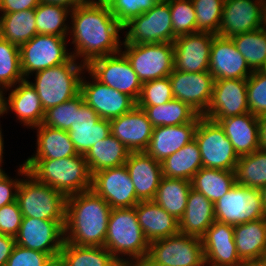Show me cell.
Masks as SVG:
<instances>
[{"mask_svg": "<svg viewBox=\"0 0 266 266\" xmlns=\"http://www.w3.org/2000/svg\"><path fill=\"white\" fill-rule=\"evenodd\" d=\"M72 56L86 66L94 59L121 51L122 25L108 4H83L71 10ZM78 57V58H77Z\"/></svg>", "mask_w": 266, "mask_h": 266, "instance_id": "6da1fadb", "label": "cell"}, {"mask_svg": "<svg viewBox=\"0 0 266 266\" xmlns=\"http://www.w3.org/2000/svg\"><path fill=\"white\" fill-rule=\"evenodd\" d=\"M110 205L92 190L66 200L64 241L78 246H104Z\"/></svg>", "mask_w": 266, "mask_h": 266, "instance_id": "7a4b0ae2", "label": "cell"}, {"mask_svg": "<svg viewBox=\"0 0 266 266\" xmlns=\"http://www.w3.org/2000/svg\"><path fill=\"white\" fill-rule=\"evenodd\" d=\"M38 182L66 197L91 190L92 174L84 155L62 159H26L23 163Z\"/></svg>", "mask_w": 266, "mask_h": 266, "instance_id": "3957f363", "label": "cell"}, {"mask_svg": "<svg viewBox=\"0 0 266 266\" xmlns=\"http://www.w3.org/2000/svg\"><path fill=\"white\" fill-rule=\"evenodd\" d=\"M104 247L120 264L133 265L146 259L149 242L143 234L134 207L111 209ZM124 256L127 258L124 259Z\"/></svg>", "mask_w": 266, "mask_h": 266, "instance_id": "277c9868", "label": "cell"}, {"mask_svg": "<svg viewBox=\"0 0 266 266\" xmlns=\"http://www.w3.org/2000/svg\"><path fill=\"white\" fill-rule=\"evenodd\" d=\"M17 172L19 176H23L16 198L23 216L44 220H66L67 197L63 193L38 182L28 173L23 163Z\"/></svg>", "mask_w": 266, "mask_h": 266, "instance_id": "5b68a950", "label": "cell"}, {"mask_svg": "<svg viewBox=\"0 0 266 266\" xmlns=\"http://www.w3.org/2000/svg\"><path fill=\"white\" fill-rule=\"evenodd\" d=\"M79 63L72 56L66 63L34 73L35 82L30 83L35 88L44 111L80 93L81 74H84L86 65Z\"/></svg>", "mask_w": 266, "mask_h": 266, "instance_id": "8992f818", "label": "cell"}, {"mask_svg": "<svg viewBox=\"0 0 266 266\" xmlns=\"http://www.w3.org/2000/svg\"><path fill=\"white\" fill-rule=\"evenodd\" d=\"M122 44L173 43V34L169 0H159L151 9L125 23ZM129 28V29H128Z\"/></svg>", "mask_w": 266, "mask_h": 266, "instance_id": "52a82bcc", "label": "cell"}, {"mask_svg": "<svg viewBox=\"0 0 266 266\" xmlns=\"http://www.w3.org/2000/svg\"><path fill=\"white\" fill-rule=\"evenodd\" d=\"M146 260L156 266H202L205 263L201 238L177 234L149 243Z\"/></svg>", "mask_w": 266, "mask_h": 266, "instance_id": "ba28073f", "label": "cell"}, {"mask_svg": "<svg viewBox=\"0 0 266 266\" xmlns=\"http://www.w3.org/2000/svg\"><path fill=\"white\" fill-rule=\"evenodd\" d=\"M122 47L125 49L123 50ZM121 52L126 56L142 83L168 77L173 72V43L121 44Z\"/></svg>", "mask_w": 266, "mask_h": 266, "instance_id": "9c48e42d", "label": "cell"}, {"mask_svg": "<svg viewBox=\"0 0 266 266\" xmlns=\"http://www.w3.org/2000/svg\"><path fill=\"white\" fill-rule=\"evenodd\" d=\"M195 140L198 143L202 167L234 171L239 156L218 122L202 116Z\"/></svg>", "mask_w": 266, "mask_h": 266, "instance_id": "30bf717a", "label": "cell"}, {"mask_svg": "<svg viewBox=\"0 0 266 266\" xmlns=\"http://www.w3.org/2000/svg\"><path fill=\"white\" fill-rule=\"evenodd\" d=\"M214 213L215 221L233 226L266 217L261 191L240 184L214 203Z\"/></svg>", "mask_w": 266, "mask_h": 266, "instance_id": "8fae6325", "label": "cell"}, {"mask_svg": "<svg viewBox=\"0 0 266 266\" xmlns=\"http://www.w3.org/2000/svg\"><path fill=\"white\" fill-rule=\"evenodd\" d=\"M67 37L37 34L20 47L21 71L25 79L34 73L66 63L72 54Z\"/></svg>", "mask_w": 266, "mask_h": 266, "instance_id": "7c38bea8", "label": "cell"}, {"mask_svg": "<svg viewBox=\"0 0 266 266\" xmlns=\"http://www.w3.org/2000/svg\"><path fill=\"white\" fill-rule=\"evenodd\" d=\"M86 69L101 83L130 96L137 102L143 83L121 51L92 60Z\"/></svg>", "mask_w": 266, "mask_h": 266, "instance_id": "4fadbf2b", "label": "cell"}, {"mask_svg": "<svg viewBox=\"0 0 266 266\" xmlns=\"http://www.w3.org/2000/svg\"><path fill=\"white\" fill-rule=\"evenodd\" d=\"M66 220H44L23 216L16 244L24 248L54 256L60 253L64 243Z\"/></svg>", "mask_w": 266, "mask_h": 266, "instance_id": "5bb4252c", "label": "cell"}, {"mask_svg": "<svg viewBox=\"0 0 266 266\" xmlns=\"http://www.w3.org/2000/svg\"><path fill=\"white\" fill-rule=\"evenodd\" d=\"M91 190L111 209L133 208L140 202L125 165L92 174Z\"/></svg>", "mask_w": 266, "mask_h": 266, "instance_id": "9a60e30c", "label": "cell"}, {"mask_svg": "<svg viewBox=\"0 0 266 266\" xmlns=\"http://www.w3.org/2000/svg\"><path fill=\"white\" fill-rule=\"evenodd\" d=\"M92 81L85 77L80 81V93L84 102L90 106L101 119L111 120L128 113L136 102L128 95L111 88L97 80L87 69ZM85 78V79H84Z\"/></svg>", "mask_w": 266, "mask_h": 266, "instance_id": "2e32d148", "label": "cell"}, {"mask_svg": "<svg viewBox=\"0 0 266 266\" xmlns=\"http://www.w3.org/2000/svg\"><path fill=\"white\" fill-rule=\"evenodd\" d=\"M248 112L247 79L214 80L211 102L202 116L214 121Z\"/></svg>", "mask_w": 266, "mask_h": 266, "instance_id": "e0dca14e", "label": "cell"}, {"mask_svg": "<svg viewBox=\"0 0 266 266\" xmlns=\"http://www.w3.org/2000/svg\"><path fill=\"white\" fill-rule=\"evenodd\" d=\"M266 26L265 10L260 0H225L218 35H234Z\"/></svg>", "mask_w": 266, "mask_h": 266, "instance_id": "ac0fdd59", "label": "cell"}, {"mask_svg": "<svg viewBox=\"0 0 266 266\" xmlns=\"http://www.w3.org/2000/svg\"><path fill=\"white\" fill-rule=\"evenodd\" d=\"M216 34L196 32L175 38L174 69L188 73L209 71L210 51Z\"/></svg>", "mask_w": 266, "mask_h": 266, "instance_id": "d6986e66", "label": "cell"}, {"mask_svg": "<svg viewBox=\"0 0 266 266\" xmlns=\"http://www.w3.org/2000/svg\"><path fill=\"white\" fill-rule=\"evenodd\" d=\"M169 78L174 98L189 104L200 115L207 111L214 85L209 71L188 73L173 69Z\"/></svg>", "mask_w": 266, "mask_h": 266, "instance_id": "ffe728a7", "label": "cell"}, {"mask_svg": "<svg viewBox=\"0 0 266 266\" xmlns=\"http://www.w3.org/2000/svg\"><path fill=\"white\" fill-rule=\"evenodd\" d=\"M209 72L218 80L248 79L253 71L231 37L216 34L211 45Z\"/></svg>", "mask_w": 266, "mask_h": 266, "instance_id": "44dd1931", "label": "cell"}, {"mask_svg": "<svg viewBox=\"0 0 266 266\" xmlns=\"http://www.w3.org/2000/svg\"><path fill=\"white\" fill-rule=\"evenodd\" d=\"M201 241L207 265L246 266L237 253L233 225L214 221Z\"/></svg>", "mask_w": 266, "mask_h": 266, "instance_id": "7402d4cb", "label": "cell"}, {"mask_svg": "<svg viewBox=\"0 0 266 266\" xmlns=\"http://www.w3.org/2000/svg\"><path fill=\"white\" fill-rule=\"evenodd\" d=\"M109 122L111 134L130 152H145L148 148L154 127L142 108L136 105Z\"/></svg>", "mask_w": 266, "mask_h": 266, "instance_id": "603a6c76", "label": "cell"}, {"mask_svg": "<svg viewBox=\"0 0 266 266\" xmlns=\"http://www.w3.org/2000/svg\"><path fill=\"white\" fill-rule=\"evenodd\" d=\"M70 140L79 155L111 134L110 122L100 116L86 103L75 110L74 122L68 131Z\"/></svg>", "mask_w": 266, "mask_h": 266, "instance_id": "cb8c5ba5", "label": "cell"}, {"mask_svg": "<svg viewBox=\"0 0 266 266\" xmlns=\"http://www.w3.org/2000/svg\"><path fill=\"white\" fill-rule=\"evenodd\" d=\"M11 88L5 90L10 89V94L7 98L4 96L3 114H7L8 110L15 112L17 120L29 129L41 125L45 111L30 81L25 79Z\"/></svg>", "mask_w": 266, "mask_h": 266, "instance_id": "d4e9b609", "label": "cell"}, {"mask_svg": "<svg viewBox=\"0 0 266 266\" xmlns=\"http://www.w3.org/2000/svg\"><path fill=\"white\" fill-rule=\"evenodd\" d=\"M201 117L202 115H199L193 122L181 125L154 127L145 152L161 163L195 139V132Z\"/></svg>", "mask_w": 266, "mask_h": 266, "instance_id": "484cf974", "label": "cell"}, {"mask_svg": "<svg viewBox=\"0 0 266 266\" xmlns=\"http://www.w3.org/2000/svg\"><path fill=\"white\" fill-rule=\"evenodd\" d=\"M125 166L140 201L153 200L162 176L161 163L146 152H130Z\"/></svg>", "mask_w": 266, "mask_h": 266, "instance_id": "4316f807", "label": "cell"}, {"mask_svg": "<svg viewBox=\"0 0 266 266\" xmlns=\"http://www.w3.org/2000/svg\"><path fill=\"white\" fill-rule=\"evenodd\" d=\"M214 121L223 128L239 157L260 149L259 120L255 115L248 112Z\"/></svg>", "mask_w": 266, "mask_h": 266, "instance_id": "83f0119b", "label": "cell"}, {"mask_svg": "<svg viewBox=\"0 0 266 266\" xmlns=\"http://www.w3.org/2000/svg\"><path fill=\"white\" fill-rule=\"evenodd\" d=\"M134 208L137 220L149 243L179 234V220L153 200L140 201Z\"/></svg>", "mask_w": 266, "mask_h": 266, "instance_id": "f1b7e54d", "label": "cell"}, {"mask_svg": "<svg viewBox=\"0 0 266 266\" xmlns=\"http://www.w3.org/2000/svg\"><path fill=\"white\" fill-rule=\"evenodd\" d=\"M234 242L245 265L258 264L266 253V217L235 225Z\"/></svg>", "mask_w": 266, "mask_h": 266, "instance_id": "f546056e", "label": "cell"}, {"mask_svg": "<svg viewBox=\"0 0 266 266\" xmlns=\"http://www.w3.org/2000/svg\"><path fill=\"white\" fill-rule=\"evenodd\" d=\"M214 221V203L191 188L184 215L179 220V233L201 238Z\"/></svg>", "mask_w": 266, "mask_h": 266, "instance_id": "4dcf8cb0", "label": "cell"}, {"mask_svg": "<svg viewBox=\"0 0 266 266\" xmlns=\"http://www.w3.org/2000/svg\"><path fill=\"white\" fill-rule=\"evenodd\" d=\"M35 129H37V149L35 155L27 159H62L79 155L67 131L43 124Z\"/></svg>", "mask_w": 266, "mask_h": 266, "instance_id": "1f68e13d", "label": "cell"}, {"mask_svg": "<svg viewBox=\"0 0 266 266\" xmlns=\"http://www.w3.org/2000/svg\"><path fill=\"white\" fill-rule=\"evenodd\" d=\"M130 151L112 134L93 145L84 155L91 174L125 165Z\"/></svg>", "mask_w": 266, "mask_h": 266, "instance_id": "d6a6232c", "label": "cell"}, {"mask_svg": "<svg viewBox=\"0 0 266 266\" xmlns=\"http://www.w3.org/2000/svg\"><path fill=\"white\" fill-rule=\"evenodd\" d=\"M162 176L191 181L202 168L201 154L195 139L161 162Z\"/></svg>", "mask_w": 266, "mask_h": 266, "instance_id": "836d02e7", "label": "cell"}, {"mask_svg": "<svg viewBox=\"0 0 266 266\" xmlns=\"http://www.w3.org/2000/svg\"><path fill=\"white\" fill-rule=\"evenodd\" d=\"M191 181L162 177L153 201L180 220L185 212Z\"/></svg>", "mask_w": 266, "mask_h": 266, "instance_id": "e575fe53", "label": "cell"}, {"mask_svg": "<svg viewBox=\"0 0 266 266\" xmlns=\"http://www.w3.org/2000/svg\"><path fill=\"white\" fill-rule=\"evenodd\" d=\"M0 15V37L19 48L37 35L35 9Z\"/></svg>", "mask_w": 266, "mask_h": 266, "instance_id": "d590c367", "label": "cell"}, {"mask_svg": "<svg viewBox=\"0 0 266 266\" xmlns=\"http://www.w3.org/2000/svg\"><path fill=\"white\" fill-rule=\"evenodd\" d=\"M236 184L235 172L202 167L191 179V188L215 203Z\"/></svg>", "mask_w": 266, "mask_h": 266, "instance_id": "8d00e7d4", "label": "cell"}, {"mask_svg": "<svg viewBox=\"0 0 266 266\" xmlns=\"http://www.w3.org/2000/svg\"><path fill=\"white\" fill-rule=\"evenodd\" d=\"M146 113L153 127L193 122L200 114L189 104L173 98L157 106H138Z\"/></svg>", "mask_w": 266, "mask_h": 266, "instance_id": "74e56055", "label": "cell"}, {"mask_svg": "<svg viewBox=\"0 0 266 266\" xmlns=\"http://www.w3.org/2000/svg\"><path fill=\"white\" fill-rule=\"evenodd\" d=\"M66 266H120L104 246H78L64 241L60 251Z\"/></svg>", "mask_w": 266, "mask_h": 266, "instance_id": "f35d334b", "label": "cell"}, {"mask_svg": "<svg viewBox=\"0 0 266 266\" xmlns=\"http://www.w3.org/2000/svg\"><path fill=\"white\" fill-rule=\"evenodd\" d=\"M70 13L71 9L65 6L40 2L35 8L37 34L68 37L70 26L65 22Z\"/></svg>", "mask_w": 266, "mask_h": 266, "instance_id": "ab89813d", "label": "cell"}, {"mask_svg": "<svg viewBox=\"0 0 266 266\" xmlns=\"http://www.w3.org/2000/svg\"><path fill=\"white\" fill-rule=\"evenodd\" d=\"M234 172L236 184L260 190L266 185V151L240 156Z\"/></svg>", "mask_w": 266, "mask_h": 266, "instance_id": "60d3db41", "label": "cell"}, {"mask_svg": "<svg viewBox=\"0 0 266 266\" xmlns=\"http://www.w3.org/2000/svg\"><path fill=\"white\" fill-rule=\"evenodd\" d=\"M239 53L252 71H260L266 63V26L231 37Z\"/></svg>", "mask_w": 266, "mask_h": 266, "instance_id": "b9f144b4", "label": "cell"}, {"mask_svg": "<svg viewBox=\"0 0 266 266\" xmlns=\"http://www.w3.org/2000/svg\"><path fill=\"white\" fill-rule=\"evenodd\" d=\"M23 80L20 48L0 37V88L4 91Z\"/></svg>", "mask_w": 266, "mask_h": 266, "instance_id": "7bdbcfd3", "label": "cell"}, {"mask_svg": "<svg viewBox=\"0 0 266 266\" xmlns=\"http://www.w3.org/2000/svg\"><path fill=\"white\" fill-rule=\"evenodd\" d=\"M225 0H192L196 12V30L219 33Z\"/></svg>", "mask_w": 266, "mask_h": 266, "instance_id": "ee69618b", "label": "cell"}, {"mask_svg": "<svg viewBox=\"0 0 266 266\" xmlns=\"http://www.w3.org/2000/svg\"><path fill=\"white\" fill-rule=\"evenodd\" d=\"M84 103V98L79 93L74 98L46 110L42 124L68 132L74 122L75 110Z\"/></svg>", "mask_w": 266, "mask_h": 266, "instance_id": "f6af8a7d", "label": "cell"}, {"mask_svg": "<svg viewBox=\"0 0 266 266\" xmlns=\"http://www.w3.org/2000/svg\"><path fill=\"white\" fill-rule=\"evenodd\" d=\"M173 34L178 37L198 32L192 0H169Z\"/></svg>", "mask_w": 266, "mask_h": 266, "instance_id": "bcb514c9", "label": "cell"}, {"mask_svg": "<svg viewBox=\"0 0 266 266\" xmlns=\"http://www.w3.org/2000/svg\"><path fill=\"white\" fill-rule=\"evenodd\" d=\"M172 84L169 76L143 82L137 106H157L172 100Z\"/></svg>", "mask_w": 266, "mask_h": 266, "instance_id": "7dc6e473", "label": "cell"}, {"mask_svg": "<svg viewBox=\"0 0 266 266\" xmlns=\"http://www.w3.org/2000/svg\"><path fill=\"white\" fill-rule=\"evenodd\" d=\"M247 103L256 117L266 114V74L261 71H253L247 79Z\"/></svg>", "mask_w": 266, "mask_h": 266, "instance_id": "c3c4849f", "label": "cell"}, {"mask_svg": "<svg viewBox=\"0 0 266 266\" xmlns=\"http://www.w3.org/2000/svg\"><path fill=\"white\" fill-rule=\"evenodd\" d=\"M159 0H112L108 5L116 20L123 26L132 18L151 9Z\"/></svg>", "mask_w": 266, "mask_h": 266, "instance_id": "681fc988", "label": "cell"}, {"mask_svg": "<svg viewBox=\"0 0 266 266\" xmlns=\"http://www.w3.org/2000/svg\"><path fill=\"white\" fill-rule=\"evenodd\" d=\"M23 220L17 201L0 208V234L16 237Z\"/></svg>", "mask_w": 266, "mask_h": 266, "instance_id": "f907efd6", "label": "cell"}, {"mask_svg": "<svg viewBox=\"0 0 266 266\" xmlns=\"http://www.w3.org/2000/svg\"><path fill=\"white\" fill-rule=\"evenodd\" d=\"M48 258L47 253L15 244L6 266H43Z\"/></svg>", "mask_w": 266, "mask_h": 266, "instance_id": "816d5d0a", "label": "cell"}, {"mask_svg": "<svg viewBox=\"0 0 266 266\" xmlns=\"http://www.w3.org/2000/svg\"><path fill=\"white\" fill-rule=\"evenodd\" d=\"M21 180L20 178L12 179L8 175L0 182V208L16 201Z\"/></svg>", "mask_w": 266, "mask_h": 266, "instance_id": "f5cc1de1", "label": "cell"}, {"mask_svg": "<svg viewBox=\"0 0 266 266\" xmlns=\"http://www.w3.org/2000/svg\"><path fill=\"white\" fill-rule=\"evenodd\" d=\"M40 0H1L0 13H12L21 10L35 9Z\"/></svg>", "mask_w": 266, "mask_h": 266, "instance_id": "db71d44e", "label": "cell"}, {"mask_svg": "<svg viewBox=\"0 0 266 266\" xmlns=\"http://www.w3.org/2000/svg\"><path fill=\"white\" fill-rule=\"evenodd\" d=\"M15 244V237L0 234V266H6Z\"/></svg>", "mask_w": 266, "mask_h": 266, "instance_id": "11a10c76", "label": "cell"}, {"mask_svg": "<svg viewBox=\"0 0 266 266\" xmlns=\"http://www.w3.org/2000/svg\"><path fill=\"white\" fill-rule=\"evenodd\" d=\"M40 1L44 3H51V4L53 3L57 5H62L71 10L75 9L77 6L84 4L83 0H40Z\"/></svg>", "mask_w": 266, "mask_h": 266, "instance_id": "9f6ffc18", "label": "cell"}, {"mask_svg": "<svg viewBox=\"0 0 266 266\" xmlns=\"http://www.w3.org/2000/svg\"><path fill=\"white\" fill-rule=\"evenodd\" d=\"M258 120H259L260 149L266 151V114L260 116Z\"/></svg>", "mask_w": 266, "mask_h": 266, "instance_id": "6f0895ef", "label": "cell"}, {"mask_svg": "<svg viewBox=\"0 0 266 266\" xmlns=\"http://www.w3.org/2000/svg\"><path fill=\"white\" fill-rule=\"evenodd\" d=\"M43 266H66V263L62 255L59 253L54 256H49V258L45 261Z\"/></svg>", "mask_w": 266, "mask_h": 266, "instance_id": "680465c9", "label": "cell"}, {"mask_svg": "<svg viewBox=\"0 0 266 266\" xmlns=\"http://www.w3.org/2000/svg\"><path fill=\"white\" fill-rule=\"evenodd\" d=\"M3 154H4V140H3V135H2V129L0 125V164L3 162Z\"/></svg>", "mask_w": 266, "mask_h": 266, "instance_id": "91938a15", "label": "cell"}, {"mask_svg": "<svg viewBox=\"0 0 266 266\" xmlns=\"http://www.w3.org/2000/svg\"><path fill=\"white\" fill-rule=\"evenodd\" d=\"M84 4H109L112 0H83Z\"/></svg>", "mask_w": 266, "mask_h": 266, "instance_id": "94428289", "label": "cell"}, {"mask_svg": "<svg viewBox=\"0 0 266 266\" xmlns=\"http://www.w3.org/2000/svg\"><path fill=\"white\" fill-rule=\"evenodd\" d=\"M262 194L263 207L266 213V185L260 189Z\"/></svg>", "mask_w": 266, "mask_h": 266, "instance_id": "6125c7cd", "label": "cell"}, {"mask_svg": "<svg viewBox=\"0 0 266 266\" xmlns=\"http://www.w3.org/2000/svg\"><path fill=\"white\" fill-rule=\"evenodd\" d=\"M5 92L0 88V116H3V101Z\"/></svg>", "mask_w": 266, "mask_h": 266, "instance_id": "be15d7a7", "label": "cell"}, {"mask_svg": "<svg viewBox=\"0 0 266 266\" xmlns=\"http://www.w3.org/2000/svg\"><path fill=\"white\" fill-rule=\"evenodd\" d=\"M134 266H156L150 264L146 259L133 264Z\"/></svg>", "mask_w": 266, "mask_h": 266, "instance_id": "e7e4bbea", "label": "cell"}, {"mask_svg": "<svg viewBox=\"0 0 266 266\" xmlns=\"http://www.w3.org/2000/svg\"><path fill=\"white\" fill-rule=\"evenodd\" d=\"M3 164H0V182L3 181L8 175L5 173L2 167Z\"/></svg>", "mask_w": 266, "mask_h": 266, "instance_id": "03108f58", "label": "cell"}, {"mask_svg": "<svg viewBox=\"0 0 266 266\" xmlns=\"http://www.w3.org/2000/svg\"><path fill=\"white\" fill-rule=\"evenodd\" d=\"M258 266H266V253L263 255L259 263L257 264Z\"/></svg>", "mask_w": 266, "mask_h": 266, "instance_id": "003e7915", "label": "cell"}, {"mask_svg": "<svg viewBox=\"0 0 266 266\" xmlns=\"http://www.w3.org/2000/svg\"><path fill=\"white\" fill-rule=\"evenodd\" d=\"M260 71L263 72L264 74H266V63Z\"/></svg>", "mask_w": 266, "mask_h": 266, "instance_id": "a7ac6f4b", "label": "cell"}, {"mask_svg": "<svg viewBox=\"0 0 266 266\" xmlns=\"http://www.w3.org/2000/svg\"><path fill=\"white\" fill-rule=\"evenodd\" d=\"M120 266H134V265L121 264Z\"/></svg>", "mask_w": 266, "mask_h": 266, "instance_id": "89a4df30", "label": "cell"}, {"mask_svg": "<svg viewBox=\"0 0 266 266\" xmlns=\"http://www.w3.org/2000/svg\"><path fill=\"white\" fill-rule=\"evenodd\" d=\"M264 10H265V21H266V6L264 7Z\"/></svg>", "mask_w": 266, "mask_h": 266, "instance_id": "2644e50d", "label": "cell"}]
</instances>
